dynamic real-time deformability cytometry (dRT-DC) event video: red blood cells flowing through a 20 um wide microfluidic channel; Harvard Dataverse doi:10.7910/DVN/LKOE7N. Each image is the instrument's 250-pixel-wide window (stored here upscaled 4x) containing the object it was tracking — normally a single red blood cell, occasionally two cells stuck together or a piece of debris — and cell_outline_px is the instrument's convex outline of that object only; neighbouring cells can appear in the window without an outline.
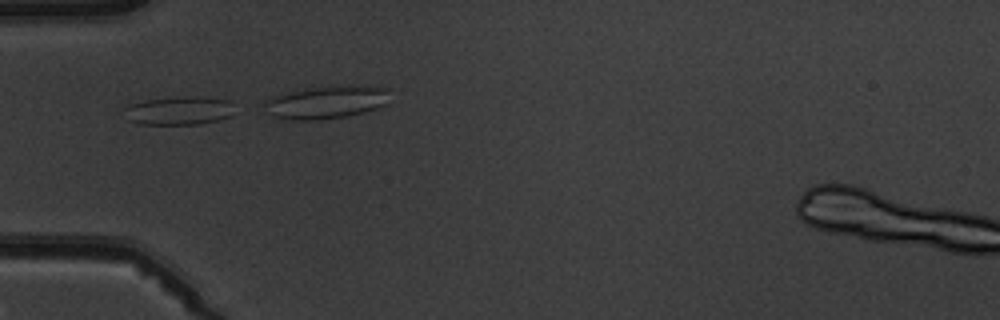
{"species": "common noctule bat (a hibernating species)", "species_latin": "Nyctalus noctula", "temperature_condition": "warm", "stored_images_in_passage": 7, "camera_frame_rate_fps": 3000, "um_per_image_px": 0.085, "animal": {"sex": "male", "body_mass_g": 19.5, "forearm_length_mm": 54.6}, "frame": {"image": 1, "passage_image": 2, "time_ms": 1.0, "image_size_px": [1000, 320], "cell_outline_px": [[232, 116], [220, 120], [200, 124], [140, 124], [124, 120], [120, 116], [124, 108], [128, 104], [144, 100], [180, 96], [200, 96], [232, 100]], "centroid_in_image_um": [15.14, 9.4], "position_along_channel_um": 69.9, "area_um2": 19.02}}
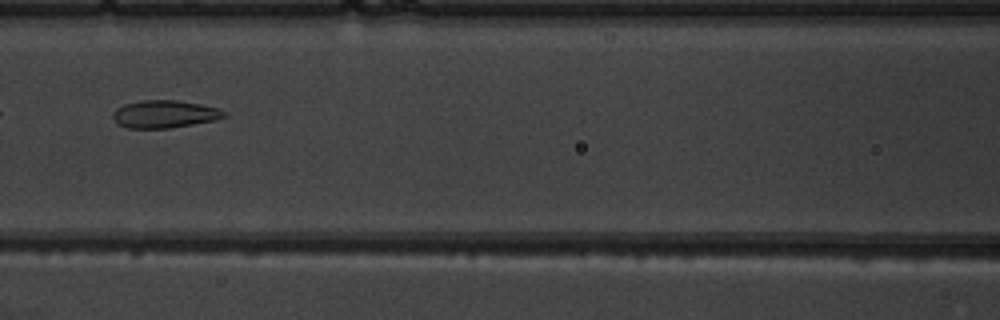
{"frame": {"image": 2, "passage_image": 4, "time_ms": 3.667, "image_size_px": [1000, 320], "cell_outline_px": [[228, 116], [216, 120], [168, 128], [128, 128], [116, 124], [112, 116], [116, 108], [124, 104], [140, 100], [176, 100], [200, 104], [216, 108], [224, 112]], "centroid_in_image_um": [13.95, 9.7], "position_along_channel_um": 152.7, "area_um2": 17.86}}
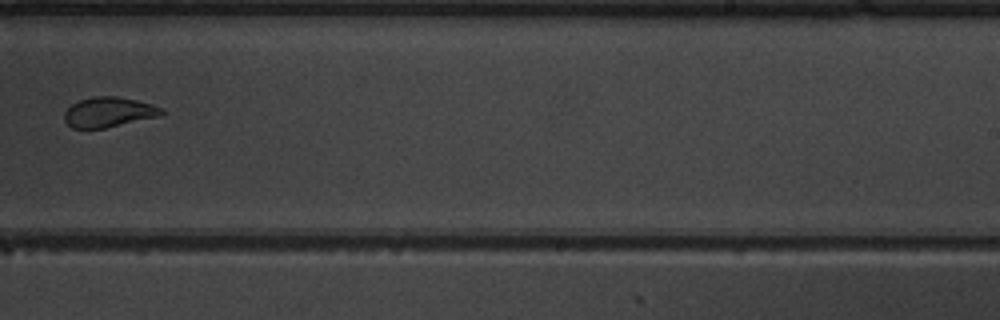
{"frame": {"image": 3, "passage_image": 7, "time_ms": 7.0, "image_size_px": [1000, 320], "cell_outline_px": [[164, 112], [160, 116], [104, 128], [72, 128], [64, 120], [64, 112], [72, 104], [80, 100], [92, 96], [116, 96], [136, 100], [152, 104], [164, 108]], "centroid_in_image_um": [9.25, 9.52], "position_along_channel_um": 279.8, "area_um2": 16.99}}